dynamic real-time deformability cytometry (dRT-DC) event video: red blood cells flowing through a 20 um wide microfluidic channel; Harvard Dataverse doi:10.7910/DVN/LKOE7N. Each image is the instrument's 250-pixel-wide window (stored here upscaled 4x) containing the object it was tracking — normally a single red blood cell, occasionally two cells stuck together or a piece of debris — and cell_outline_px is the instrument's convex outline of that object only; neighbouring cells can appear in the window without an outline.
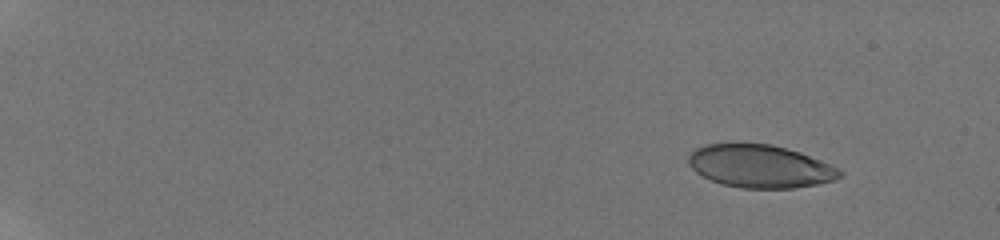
{"species": "human", "species_latin": "Homo sapiens", "temperature_condition": "room temperature", "stored_images_in_passage": 15, "camera_frame_rate_fps": 3000, "um_per_image_px": 0.085, "donor": {"sex": "male"}, "frame": {"image": 1, "passage_image": 3, "time_ms": 1.667, "image_size_px": [1000, 240], "cell_outline_px": [[844, 172], [836, 180], [820, 184], [796, 188], [744, 188], [724, 184], [712, 180], [696, 172], [688, 164], [688, 156], [696, 148], [708, 144], [772, 144], [800, 152], [820, 160]], "centroid_in_image_um": [64.63, 14.14], "position_along_channel_um": 20.4, "area_um2": 37.51}}
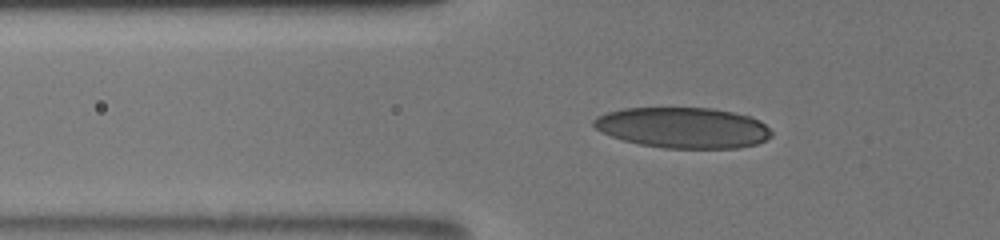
{"frame": {"image": 2, "passage_image": 10, "time_ms": 7.0, "image_size_px": [1000, 240], "cell_outline_px": [[772, 136], [756, 144], [740, 148], [664, 148], [640, 144], [624, 140], [612, 136], [596, 128], [592, 124], [592, 120], [596, 116], [608, 112], [624, 108], [712, 108], [732, 112], [748, 116], [760, 120], [772, 132]], "centroid_in_image_um": [58.06, 10.85], "position_along_channel_um": 67.7, "area_um2": 42.02}}
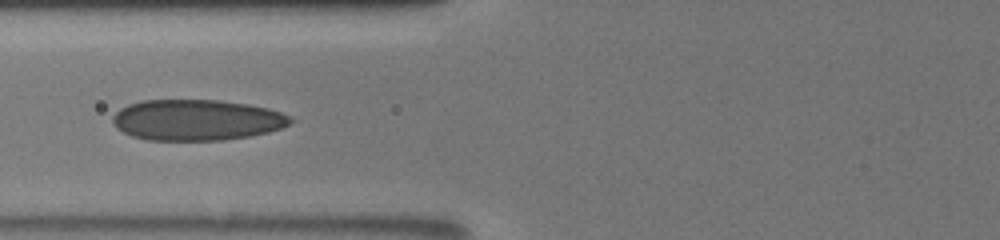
{"frame": {"image": 3, "passage_image": 13, "time_ms": 8.333, "image_size_px": [1000, 240], "cell_outline_px": [[292, 120], [288, 124], [280, 128], [268, 132], [248, 136], [224, 140], [144, 140], [132, 136], [124, 132], [112, 120], [112, 116], [120, 108], [128, 104], [140, 100], [220, 100], [248, 104], [268, 108], [280, 112], [288, 116]], "centroid_in_image_um": [16.69, 10.19], "position_along_channel_um": 109.1, "area_um2": 42.19}}